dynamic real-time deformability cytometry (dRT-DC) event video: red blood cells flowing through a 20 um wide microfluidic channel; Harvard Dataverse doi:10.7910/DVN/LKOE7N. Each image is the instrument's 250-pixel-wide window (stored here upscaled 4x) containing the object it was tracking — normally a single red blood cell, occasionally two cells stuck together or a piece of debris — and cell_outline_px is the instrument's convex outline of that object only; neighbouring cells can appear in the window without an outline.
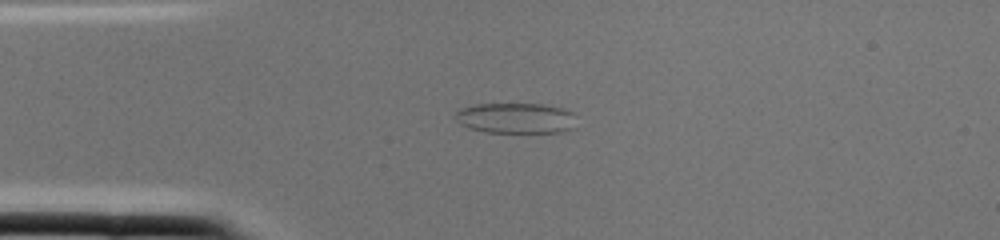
{"species": "common noctule bat (a hibernating species)", "species_latin": "Nyctalus noctula", "temperature_condition": "cold", "stored_images_in_passage": 1, "camera_frame_rate_fps": 3000, "um_per_image_px": 0.085, "animal": {"sex": "female", "body_mass_g": 22.0, "forearm_length_mm": 56.7}, "frame": {"image": 1, "passage_image": 1, "time_ms": 0.0, "image_size_px": [1000, 240], "cell_outline_px": [[576, 128], [560, 132], [484, 132], [468, 128], [460, 124], [452, 116], [460, 108], [476, 104], [540, 104], [564, 108], [572, 112], [576, 116]], "centroid_in_image_um": [43.85, 10.04], "position_along_channel_um": 41.1, "area_um2": 21.91}}